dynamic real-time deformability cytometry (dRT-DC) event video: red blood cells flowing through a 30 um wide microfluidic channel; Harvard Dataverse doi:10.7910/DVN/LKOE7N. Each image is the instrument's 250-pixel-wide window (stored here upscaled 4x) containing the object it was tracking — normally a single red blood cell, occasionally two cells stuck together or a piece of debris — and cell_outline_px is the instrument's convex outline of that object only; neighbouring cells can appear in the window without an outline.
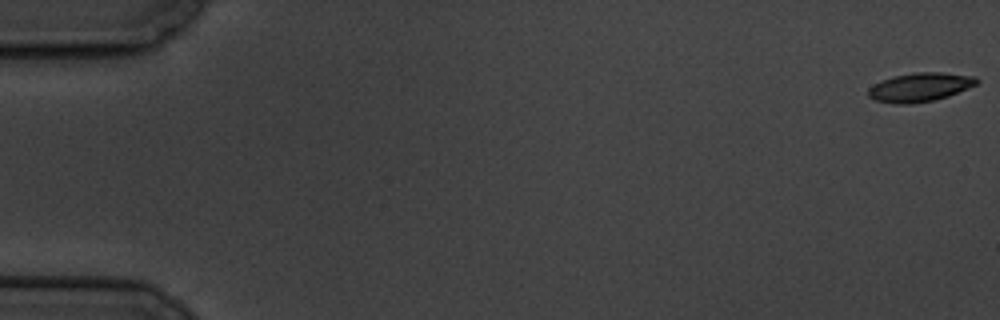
{"species": "common noctule bat (a hibernating species)", "species_latin": "Nyctalus noctula", "temperature_condition": "cold", "stored_images_in_passage": 6, "camera_frame_rate_fps": 3000, "um_per_image_px": 0.085, "animal": {"sex": "male", "body_mass_g": 19.5, "forearm_length_mm": 54.6}, "frame": {"image": 1, "passage_image": 1, "time_ms": 0.0, "image_size_px": [1000, 320], "cell_outline_px": [[980, 80], [976, 84], [948, 96], [932, 100], [912, 104], [896, 104], [876, 100], [868, 96], [868, 88], [892, 76], [916, 72], [940, 72], [976, 76]], "centroid_in_image_um": [78.21, 7.4], "position_along_channel_um": 6.8, "area_um2": 18.03}}
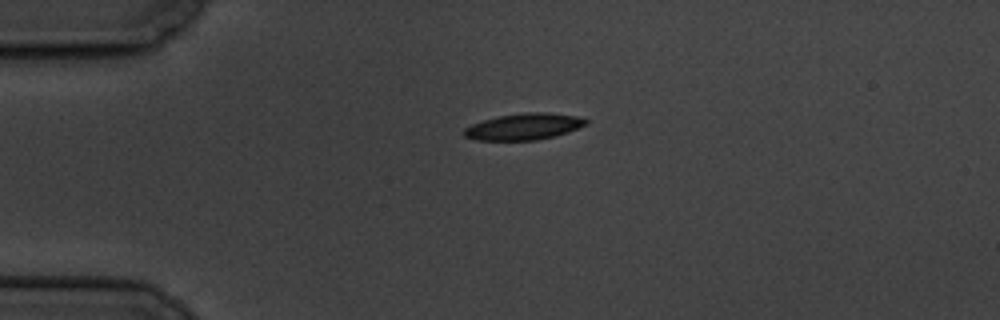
{"frame": {"image": 2, "passage_image": 5, "time_ms": 4.667, "image_size_px": [1000, 320], "cell_outline_px": [[588, 124], [568, 132], [556, 136], [536, 140], [476, 140], [464, 136], [464, 128], [472, 124], [484, 120], [500, 116], [528, 112], [548, 112], [576, 116], [588, 120]], "centroid_in_image_um": [44.56, 10.76], "position_along_channel_um": 40.4, "area_um2": 18.67}}